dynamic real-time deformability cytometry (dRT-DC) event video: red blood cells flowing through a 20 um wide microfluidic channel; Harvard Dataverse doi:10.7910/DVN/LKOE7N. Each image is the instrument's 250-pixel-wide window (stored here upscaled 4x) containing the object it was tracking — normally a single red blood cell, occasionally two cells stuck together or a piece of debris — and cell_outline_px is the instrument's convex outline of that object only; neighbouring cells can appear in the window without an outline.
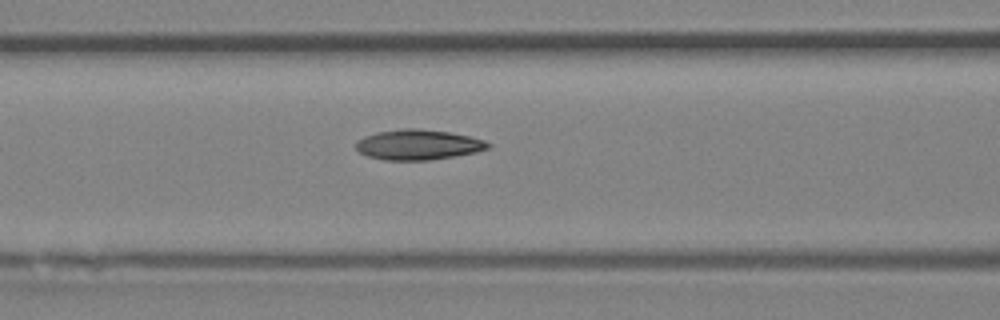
{"species": "Egyptian fruit bat (a non-hibernating species)", "species_latin": "Rousettus aegyptiacus", "temperature_condition": "room temperature", "stored_images_in_passage": 6, "camera_frame_rate_fps": 3000, "um_per_image_px": 0.085, "animal": {"sex": "female"}, "frame": {"image": 1, "passage_image": 6, "time_ms": 1.667, "image_size_px": [1000, 320], "cell_outline_px": [[492, 144], [488, 148], [476, 152], [456, 156], [428, 160], [384, 160], [368, 156], [360, 152], [356, 148], [356, 140], [364, 136], [376, 132], [400, 128], [420, 128], [448, 132], [468, 136], [484, 140]], "centroid_in_image_um": [35.52, 12.29], "position_along_channel_um": 131.1, "area_um2": 23.35}}